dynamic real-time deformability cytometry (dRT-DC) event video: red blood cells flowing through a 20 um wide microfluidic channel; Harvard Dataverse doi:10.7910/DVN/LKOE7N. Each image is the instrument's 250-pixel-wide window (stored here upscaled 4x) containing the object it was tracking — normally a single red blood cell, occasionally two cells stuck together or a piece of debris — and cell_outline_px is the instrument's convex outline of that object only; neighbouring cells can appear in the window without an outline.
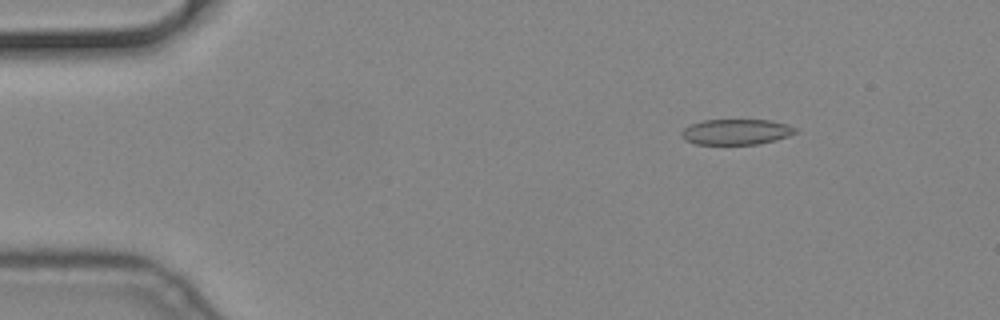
{"species": "common noctule bat (a hibernating species)", "species_latin": "Nyctalus noctula", "temperature_condition": "cold", "stored_images_in_passage": 57, "camera_frame_rate_fps": 3000, "um_per_image_px": 0.085, "animal": {"sex": "male", "body_mass_g": 19.2, "forearm_length_mm": 51.8}, "frame": {"image": 1, "passage_image": 8, "time_ms": 2.333, "image_size_px": [1000, 320], "cell_outline_px": [[796, 132], [788, 136], [776, 140], [760, 144], [696, 144], [684, 140], [680, 136], [680, 132], [684, 128], [692, 124], [704, 120], [768, 120], [788, 124], [796, 128]], "centroid_in_image_um": [62.56, 11.21], "position_along_channel_um": 22.4, "area_um2": 16.99}}
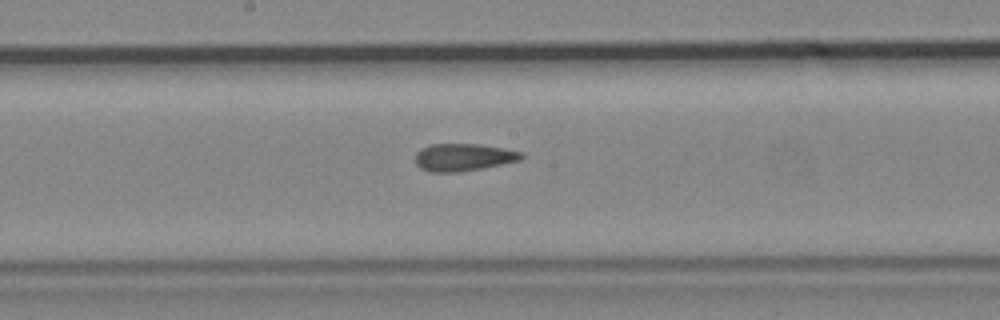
{"frame": {"image": 2, "passage_image": 30, "time_ms": 9.667, "image_size_px": [1000, 320], "cell_outline_px": [[524, 156], [520, 160], [460, 172], [428, 172], [420, 168], [416, 164], [416, 152], [420, 148], [428, 144], [480, 144], [524, 152]], "centroid_in_image_um": [39.35, 13.36], "position_along_channel_um": 208.9, "area_um2": 16.99}}
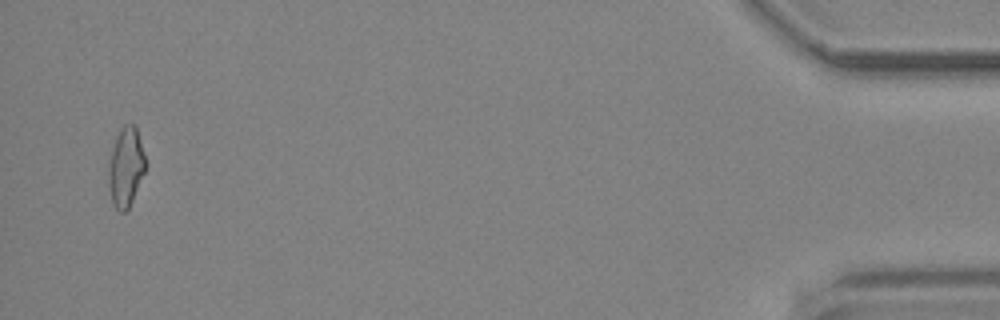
{"frame": {"image": 3, "passage_image": 55, "time_ms": 18.0, "image_size_px": [1000, 320], "cell_outline_px": [[148, 164], [132, 200], [128, 208], [124, 212], [120, 212], [112, 204], [108, 184], [108, 164], [116, 136], [120, 128], [124, 124], [132, 124], [136, 128]], "centroid_in_image_um": [10.7, 14.2], "position_along_channel_um": 424.5, "area_um2": 17.17}}